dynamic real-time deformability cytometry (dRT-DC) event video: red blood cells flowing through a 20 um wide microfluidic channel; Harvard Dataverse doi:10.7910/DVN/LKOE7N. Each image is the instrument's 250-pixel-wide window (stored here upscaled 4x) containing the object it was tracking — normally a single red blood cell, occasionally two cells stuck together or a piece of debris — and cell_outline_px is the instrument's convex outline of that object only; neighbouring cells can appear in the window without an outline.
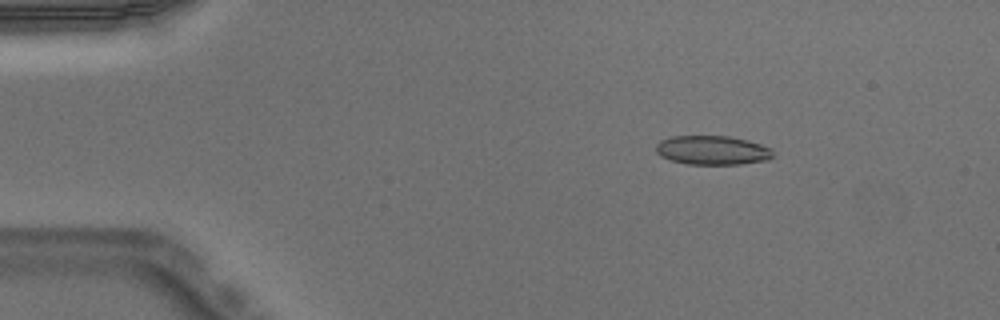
{"species": "Egyptian fruit bat (a non-hibernating species)", "species_latin": "Rousettus aegyptiacus", "temperature_condition": "warm", "stored_images_in_passage": 5, "camera_frame_rate_fps": 3000, "um_per_image_px": 0.085, "animal": {"sex": "male"}, "frame": {"image": 1, "passage_image": 2, "time_ms": 0.333, "image_size_px": [1000, 320], "cell_outline_px": [[772, 156], [768, 160], [740, 164], [688, 164], [672, 160], [660, 156], [656, 152], [656, 144], [660, 140], [672, 136], [728, 136], [748, 140], [772, 148]], "centroid_in_image_um": [60.54, 12.76], "position_along_channel_um": 24.5, "area_um2": 19.83}}